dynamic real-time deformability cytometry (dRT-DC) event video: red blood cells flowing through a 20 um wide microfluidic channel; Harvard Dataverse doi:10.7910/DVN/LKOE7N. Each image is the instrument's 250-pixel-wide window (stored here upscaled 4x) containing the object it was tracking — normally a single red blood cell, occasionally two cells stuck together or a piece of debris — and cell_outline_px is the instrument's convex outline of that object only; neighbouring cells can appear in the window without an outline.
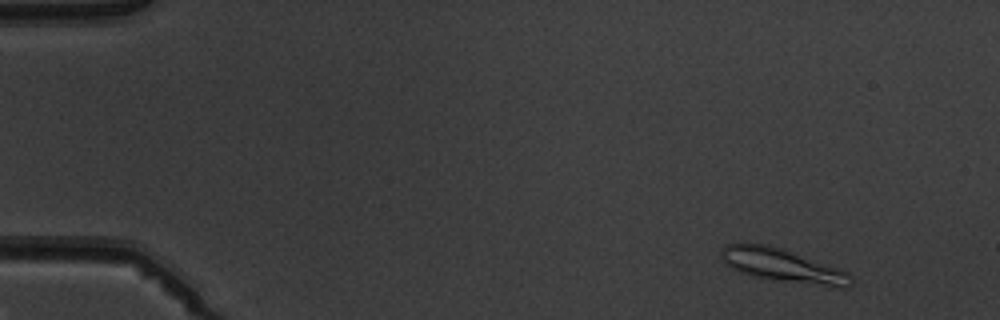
{"species": "common noctule bat (a hibernating species)", "species_latin": "Nyctalus noctula", "temperature_condition": "warm", "stored_images_in_passage": 4, "camera_frame_rate_fps": 3000, "um_per_image_px": 0.085, "animal": {"sex": "male", "body_mass_g": 19.5, "forearm_length_mm": 54.6}, "frame": {"image": 1, "passage_image": 1, "time_ms": 0.0, "image_size_px": [1000, 320], "cell_outline_px": [[852, 284], [848, 288], [840, 288], [756, 276], [740, 272], [724, 264], [720, 260], [720, 252], [728, 244], [764, 244], [780, 248], [848, 272], [852, 276]], "centroid_in_image_um": [66.51, 22.57], "position_along_channel_um": 18.5, "area_um2": 24.39}}
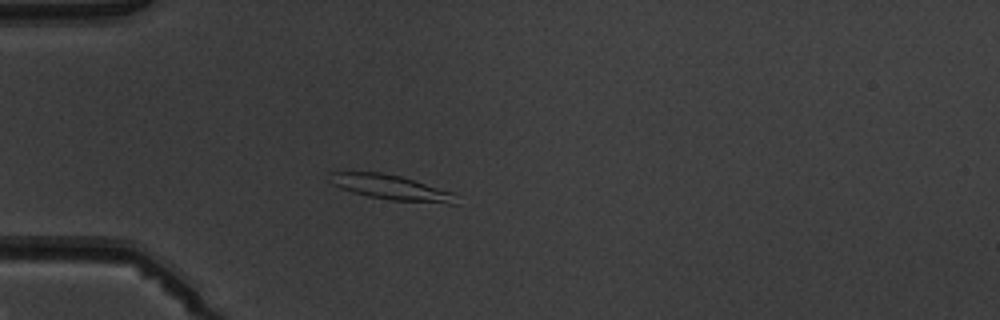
{"frame": {"image": 2, "passage_image": 4, "time_ms": 3.333, "image_size_px": [1000, 320], "cell_outline_px": [[460, 204], [448, 204], [392, 200], [368, 196], [352, 192], [340, 188], [332, 184], [328, 172], [380, 172], [400, 176], [452, 192]], "centroid_in_image_um": [33.24, 15.94], "position_along_channel_um": 51.8, "area_um2": 18.21}}